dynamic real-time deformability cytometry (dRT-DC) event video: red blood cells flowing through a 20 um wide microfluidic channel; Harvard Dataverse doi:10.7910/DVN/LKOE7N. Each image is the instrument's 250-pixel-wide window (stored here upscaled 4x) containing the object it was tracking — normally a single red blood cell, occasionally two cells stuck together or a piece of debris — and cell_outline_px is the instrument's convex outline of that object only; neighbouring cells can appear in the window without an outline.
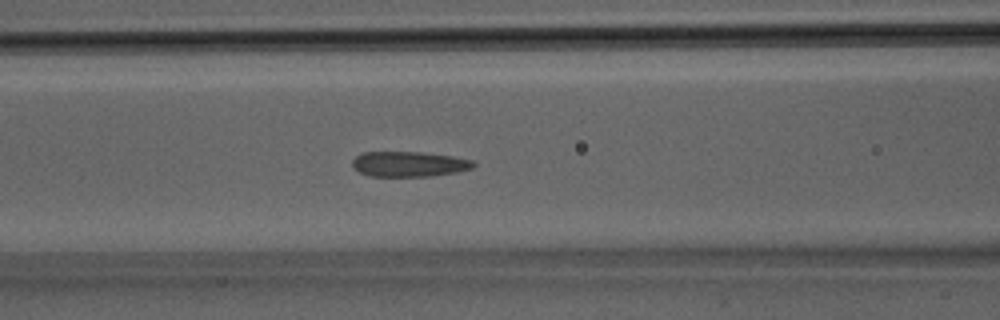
{"species": "Egyptian fruit bat (a non-hibernating species)", "species_latin": "Rousettus aegyptiacus", "temperature_condition": "room temperature", "stored_images_in_passage": 31, "segment_of_instrument_passage": [1, 2], "camera_frame_rate_fps": 3000, "um_per_image_px": 0.085, "animal": {"sex": "male"}, "frame": {"image": 1, "passage_image": 11, "time_ms": 3.333, "image_size_px": [1000, 320], "cell_outline_px": [[476, 164], [472, 168], [456, 172], [428, 176], [372, 176], [360, 172], [352, 168], [352, 160], [360, 152], [420, 152], [452, 156], [472, 160]], "centroid_in_image_um": [34.73, 13.94], "position_along_channel_um": 131.9, "area_um2": 17.74}}
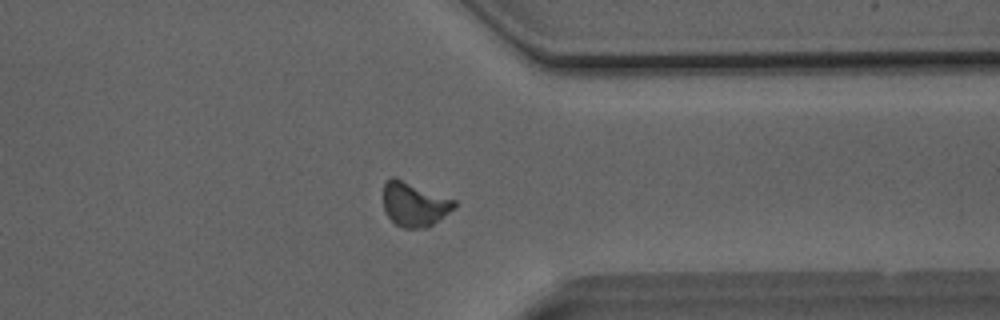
{"frame": {"image": 2, "passage_image": 23, "time_ms": 7.333, "image_size_px": [1000, 320], "cell_outline_px": [[456, 208], [428, 228], [404, 228], [396, 224], [384, 212], [384, 184], [392, 176], [396, 176], [456, 200]], "centroid_in_image_um": [35.24, 17.35], "position_along_channel_um": 376.2, "area_um2": 18.61}}
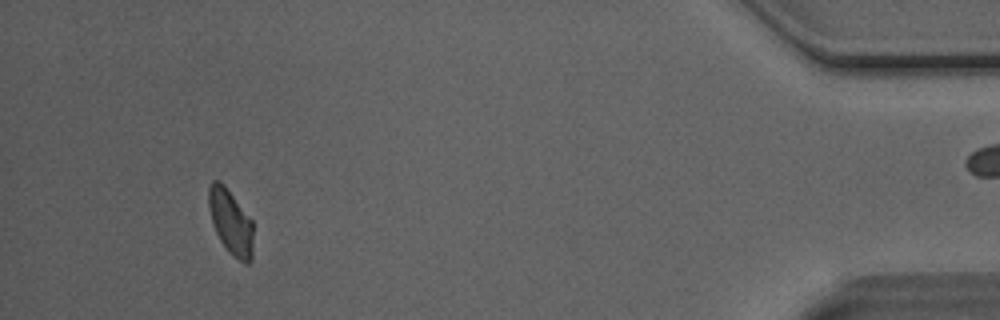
{"frame": {"image": 3, "passage_image": 28, "time_ms": 9.0, "image_size_px": [1000, 320], "cell_outline_px": [[252, 260], [248, 264], [244, 264], [232, 256], [228, 252], [220, 240], [212, 224], [208, 208], [208, 184], [212, 180], [220, 180], [224, 184], [252, 220]], "centroid_in_image_um": [19.58, 18.86], "position_along_channel_um": 415.6, "area_um2": 17.17}}